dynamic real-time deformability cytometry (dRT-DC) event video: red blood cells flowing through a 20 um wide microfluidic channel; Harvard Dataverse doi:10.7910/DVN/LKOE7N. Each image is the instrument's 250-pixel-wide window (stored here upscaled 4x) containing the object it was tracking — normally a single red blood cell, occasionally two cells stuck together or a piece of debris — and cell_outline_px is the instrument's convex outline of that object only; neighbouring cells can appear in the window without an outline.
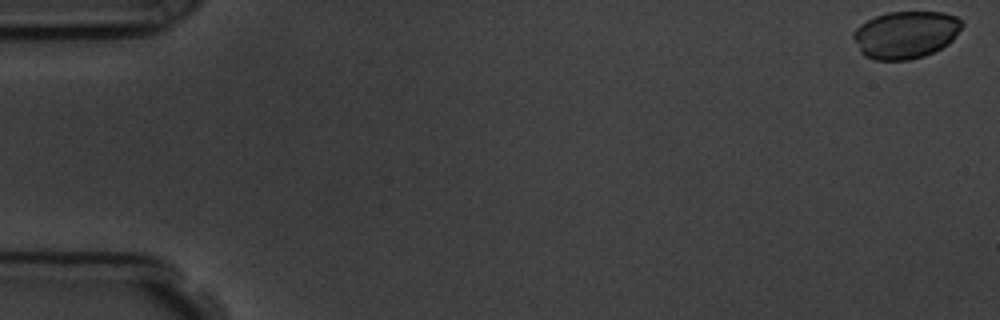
{"species": "common noctule bat (a hibernating species)", "species_latin": "Nyctalus noctula", "temperature_condition": "room temperature", "stored_images_in_passage": 5, "camera_frame_rate_fps": 3000, "um_per_image_px": 0.085, "animal": {"sex": "male", "body_mass_g": 19.5, "forearm_length_mm": 54.6}, "frame": {"image": 1, "passage_image": 1, "time_ms": 0.0, "image_size_px": [1000, 320], "cell_outline_px": [[964, 24], [952, 40], [948, 44], [924, 56], [908, 60], [876, 60], [864, 56], [860, 52], [852, 36], [852, 32], [860, 24], [876, 16], [888, 12], [944, 12], [956, 16]], "centroid_in_image_um": [76.96, 2.95], "position_along_channel_um": 8.0, "area_um2": 30.0}}